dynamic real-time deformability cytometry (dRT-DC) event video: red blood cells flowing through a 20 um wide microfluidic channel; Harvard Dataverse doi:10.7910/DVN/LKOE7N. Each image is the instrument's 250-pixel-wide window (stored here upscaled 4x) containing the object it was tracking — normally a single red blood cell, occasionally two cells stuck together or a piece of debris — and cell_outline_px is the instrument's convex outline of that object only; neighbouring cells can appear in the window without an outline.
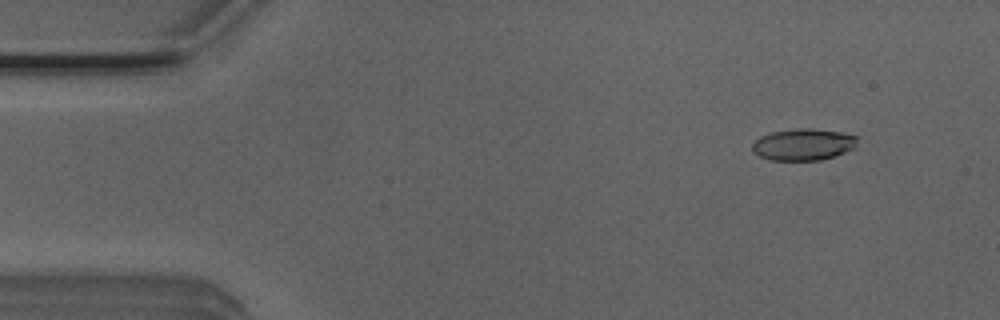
{"species": "Egyptian fruit bat (a non-hibernating species)", "species_latin": "Rousettus aegyptiacus", "temperature_condition": "room temperature", "stored_images_in_passage": 50, "camera_frame_rate_fps": 3000, "um_per_image_px": 0.085, "animal": {"sex": "male"}, "frame": {"image": 1, "passage_image": 3, "time_ms": 0.667, "image_size_px": [1000, 320], "cell_outline_px": [[860, 136], [856, 148], [820, 160], [772, 160], [760, 156], [752, 152], [752, 144], [760, 136], [772, 132], [796, 128], [812, 128], [840, 132]], "centroid_in_image_um": [68.31, 12.27], "position_along_channel_um": 16.7, "area_um2": 19.54}}
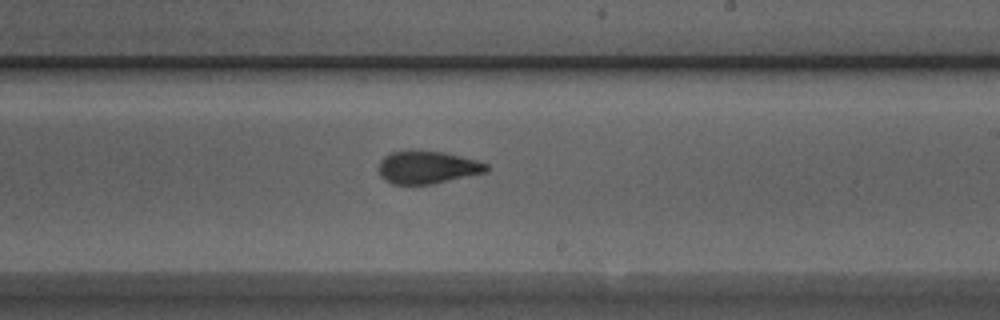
{"frame": {"image": 2, "passage_image": 28, "time_ms": 9.0, "image_size_px": [1000, 320], "cell_outline_px": [[488, 172], [432, 184], [392, 184], [384, 180], [380, 176], [380, 160], [384, 156], [392, 152], [408, 148], [412, 148], [444, 152], [476, 160], [488, 164]], "centroid_in_image_um": [36.31, 14.19], "position_along_channel_um": 252.7, "area_um2": 20.98}}
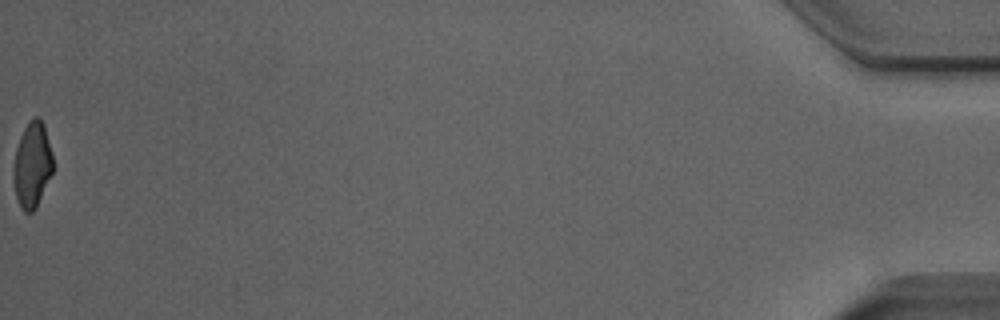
{"frame": {"image": 3, "passage_image": 50, "time_ms": 16.333, "image_size_px": [1000, 320], "cell_outline_px": [[52, 172], [36, 208], [32, 212], [24, 212], [20, 208], [16, 200], [12, 176], [12, 168], [16, 148], [20, 136], [28, 120], [32, 116], [40, 116], [44, 124], [52, 152]], "centroid_in_image_um": [2.71, 13.99], "position_along_channel_um": 432.5, "area_um2": 20.06}, "authors_computed_cell_mechanics": {"area_um2": 20.6346, "velocity_mm_per_s": 3.9411, "shape_relaxation_time_tau1_ms": 4.4272, "shape_relaxation_time_tau2_ms": 1.4724, "deformation_change_tau1": 0.1611, "deformation_change_tau2": 0.0809}}